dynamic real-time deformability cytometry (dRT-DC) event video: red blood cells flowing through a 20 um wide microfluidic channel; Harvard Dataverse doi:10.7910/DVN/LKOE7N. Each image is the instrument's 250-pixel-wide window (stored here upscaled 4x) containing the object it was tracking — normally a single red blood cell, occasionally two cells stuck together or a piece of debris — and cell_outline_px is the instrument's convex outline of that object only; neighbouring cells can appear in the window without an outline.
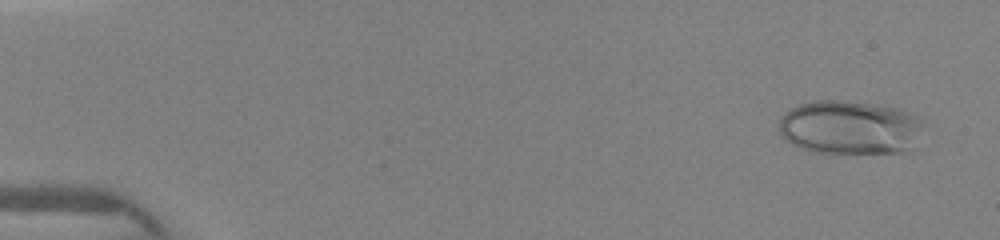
{"species": "human", "species_latin": "Homo sapiens", "temperature_condition": "warm", "stored_images_in_passage": 37, "camera_frame_rate_fps": 3000, "um_per_image_px": 0.085, "donor": {"sex": "female"}, "frame": {"image": 1, "passage_image": 1, "time_ms": 0.0, "image_size_px": [1000, 240], "cell_outline_px": [[920, 124], [908, 148], [900, 152], [820, 152], [800, 148], [784, 140], [780, 132], [780, 120], [784, 112], [800, 104], [820, 100], [836, 100], [868, 104], [896, 108], [908, 112], [916, 116], [920, 120]], "centroid_in_image_um": [72.11, 10.82], "position_along_channel_um": 12.9, "area_um2": 43.87}}
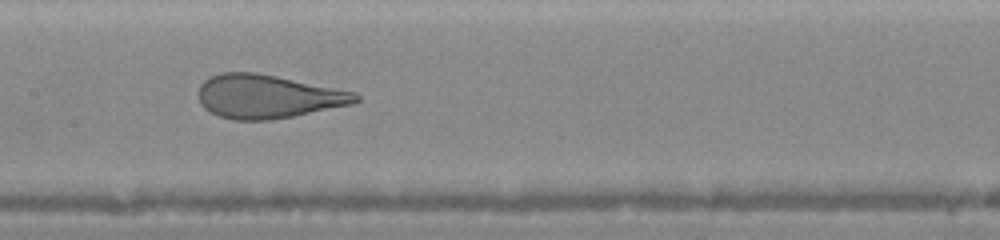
{"frame": {"image": 2, "passage_image": 16, "time_ms": 7.0, "image_size_px": [1000, 240], "cell_outline_px": [[360, 100], [352, 104], [292, 116], [268, 120], [232, 120], [220, 116], [204, 108], [200, 104], [196, 92], [200, 84], [208, 76], [220, 72], [256, 72], [356, 92], [360, 96]], "centroid_in_image_um": [22.7, 8.19], "position_along_channel_um": 184.7, "area_um2": 40.06}}
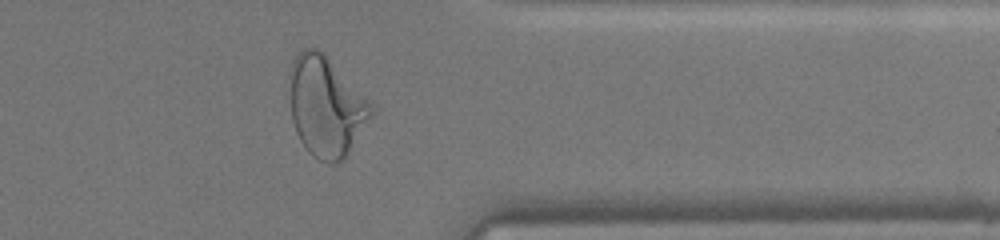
{"frame": {"image": 3, "passage_image": 29, "time_ms": 11.667, "image_size_px": [1000, 240], "cell_outline_px": [[376, 112], [348, 152], [340, 160], [332, 164], [328, 164], [312, 156], [308, 152], [300, 140], [296, 132], [292, 120], [288, 76], [288, 72], [292, 60], [304, 48], [316, 48], [324, 52], [372, 100], [376, 108]], "centroid_in_image_um": [27.74, 9.01], "position_along_channel_um": 383.7, "area_um2": 48.61}}